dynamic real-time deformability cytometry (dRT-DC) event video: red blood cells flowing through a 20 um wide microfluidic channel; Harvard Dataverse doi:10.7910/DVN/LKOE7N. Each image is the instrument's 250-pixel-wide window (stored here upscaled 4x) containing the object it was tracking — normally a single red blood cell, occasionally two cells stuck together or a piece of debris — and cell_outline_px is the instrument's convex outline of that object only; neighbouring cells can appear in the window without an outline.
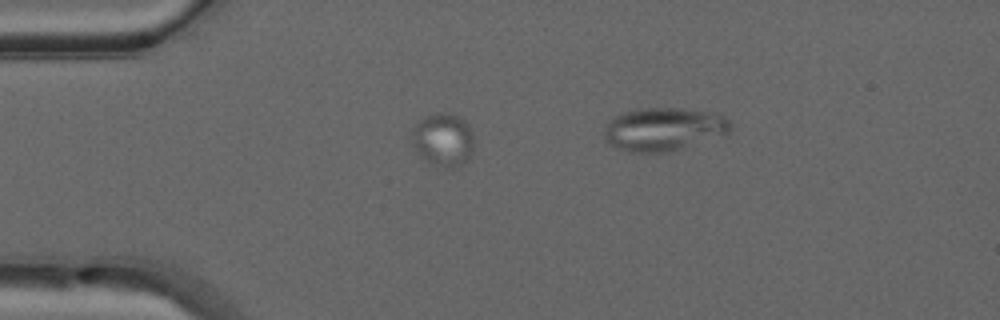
{"species": "common noctule bat (a hibernating species)", "species_latin": "Nyctalus noctula", "temperature_condition": "warm", "stored_images_in_passage": 10, "camera_frame_rate_fps": 3000, "um_per_image_px": 0.085, "animal": {"sex": "male", "forearm_length_mm": 52.5}, "frame": {"image": 1, "passage_image": 1, "time_ms": 0.0, "image_size_px": [1000, 320], "cell_outline_px": [[472, 152], [460, 164], [452, 168], [432, 164], [416, 152], [412, 140], [412, 132], [416, 124], [424, 116], [444, 112], [456, 116], [464, 120], [468, 124], [472, 136]], "centroid_in_image_um": [37.64, 11.86], "position_along_channel_um": 47.4, "area_um2": 18.67}}
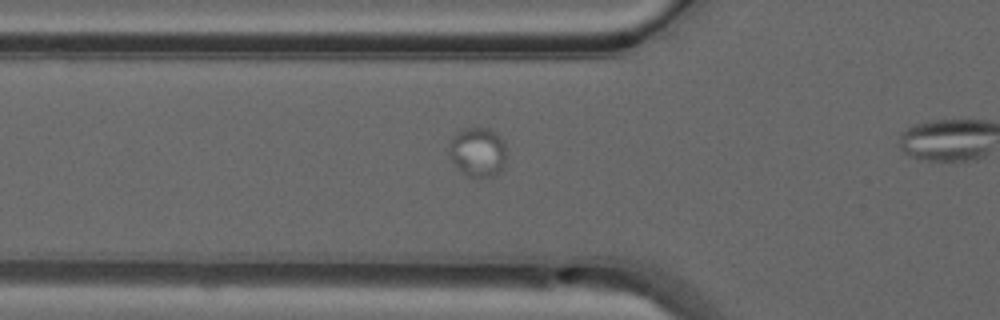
{"frame": {"image": 2, "passage_image": 5, "time_ms": 1.333, "image_size_px": [1000, 320], "cell_outline_px": [[504, 168], [500, 172], [492, 176], [468, 176], [448, 156], [448, 148], [452, 136], [464, 128], [488, 128], [496, 132], [504, 140]], "centroid_in_image_um": [40.61, 12.89], "position_along_channel_um": 85.2, "area_um2": 16.36}}
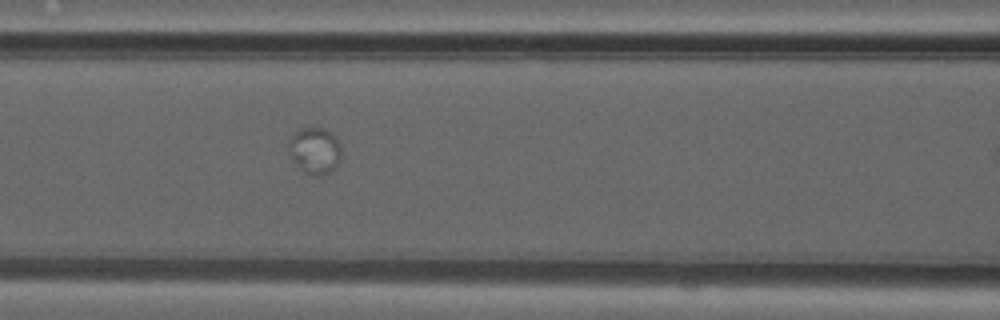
{"frame": {"image": 3, "passage_image": 9, "time_ms": 2.667, "image_size_px": [1000, 320], "cell_outline_px": [[340, 160], [328, 172], [312, 176], [304, 172], [296, 164], [292, 156], [288, 144], [288, 140], [296, 132], [304, 128], [324, 128], [332, 132], [340, 144]], "centroid_in_image_um": [26.76, 12.78], "position_along_channel_um": 139.8, "area_um2": 13.87}}